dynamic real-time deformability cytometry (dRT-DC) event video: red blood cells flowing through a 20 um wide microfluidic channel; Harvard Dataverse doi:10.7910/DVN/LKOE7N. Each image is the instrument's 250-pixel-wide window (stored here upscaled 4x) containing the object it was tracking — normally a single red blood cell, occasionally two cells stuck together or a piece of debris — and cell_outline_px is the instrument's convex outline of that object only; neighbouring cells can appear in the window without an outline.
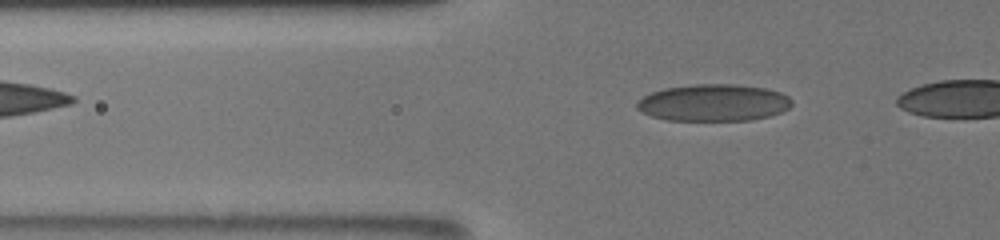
{"species": "human", "species_latin": "Homo sapiens", "temperature_condition": "room temperature", "stored_images_in_passage": 22, "camera_frame_rate_fps": 3000, "um_per_image_px": 0.085, "donor": {"sex": "male"}, "frame": {"image": 1, "passage_image": 13, "time_ms": 6.0, "image_size_px": [1000, 240], "cell_outline_px": [[792, 104], [788, 108], [780, 112], [768, 116], [748, 120], [668, 120], [652, 116], [636, 108], [636, 104], [644, 96], [652, 92], [664, 88], [696, 84], [736, 84], [764, 88], [780, 92], [788, 96], [792, 100]], "centroid_in_image_um": [60.66, 8.72], "position_along_channel_um": 65.1, "area_um2": 33.06}}